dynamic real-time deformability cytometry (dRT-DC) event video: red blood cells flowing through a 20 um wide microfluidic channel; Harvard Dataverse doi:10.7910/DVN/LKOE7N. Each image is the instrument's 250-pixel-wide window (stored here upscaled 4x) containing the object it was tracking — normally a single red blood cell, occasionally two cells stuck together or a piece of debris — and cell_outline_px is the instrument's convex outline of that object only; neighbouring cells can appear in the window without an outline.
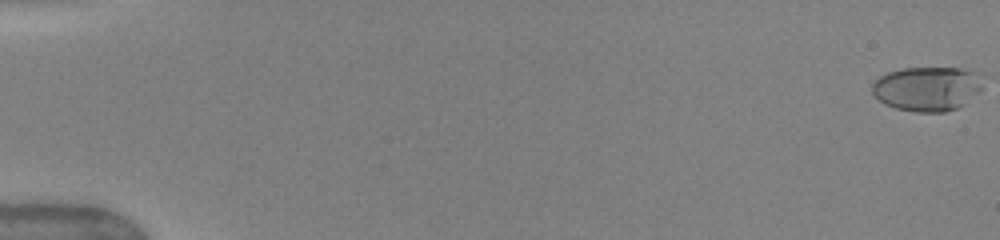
{"species": "human", "species_latin": "Homo sapiens", "temperature_condition": "warm", "stored_images_in_passage": 10, "camera_frame_rate_fps": 3000, "um_per_image_px": 0.085, "donor": {"sex": "female"}, "frame": {"image": 1, "passage_image": 1, "time_ms": 0.0, "image_size_px": [1000, 240], "cell_outline_px": [[984, 88], [964, 104], [956, 108], [944, 112], [916, 112], [896, 108], [884, 104], [872, 92], [872, 84], [880, 76], [888, 72], [904, 68], [960, 68], [980, 72]], "centroid_in_image_um": [78.85, 7.53], "position_along_channel_um": 6.1, "area_um2": 28.84}}